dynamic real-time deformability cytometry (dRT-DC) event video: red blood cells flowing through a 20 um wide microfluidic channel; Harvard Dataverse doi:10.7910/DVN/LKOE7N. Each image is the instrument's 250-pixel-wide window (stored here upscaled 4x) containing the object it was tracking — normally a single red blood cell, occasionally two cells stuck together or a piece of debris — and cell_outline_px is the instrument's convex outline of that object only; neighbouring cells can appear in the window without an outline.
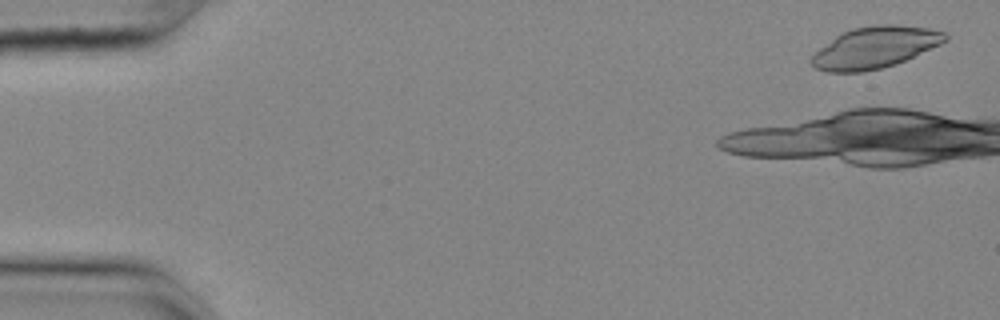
{"species": "common noctule bat (a hibernating species)", "species_latin": "Nyctalus noctula", "temperature_condition": "cold", "stored_images_in_passage": 9, "camera_frame_rate_fps": 3000, "um_per_image_px": 0.085, "animal": {"sex": "female", "body_mass_g": 25.1}, "frame": {"image": 1, "passage_image": 2, "time_ms": 0.333, "image_size_px": [1000, 320], "cell_outline_px": [[948, 40], [940, 44], [896, 64], [864, 72], [828, 72], [816, 68], [808, 60], [820, 48], [836, 36], [852, 28], [876, 24], [896, 24], [928, 28], [944, 32], [948, 36]], "centroid_in_image_um": [74.37, 4.03], "position_along_channel_um": 10.6, "area_um2": 32.14}}